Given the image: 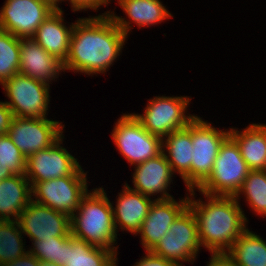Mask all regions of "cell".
Returning <instances> with one entry per match:
<instances>
[{
  "label": "cell",
  "mask_w": 266,
  "mask_h": 266,
  "mask_svg": "<svg viewBox=\"0 0 266 266\" xmlns=\"http://www.w3.org/2000/svg\"><path fill=\"white\" fill-rule=\"evenodd\" d=\"M112 137L120 153L131 164H139L162 152L164 140L149 133L133 114H123Z\"/></svg>",
  "instance_id": "obj_6"
},
{
  "label": "cell",
  "mask_w": 266,
  "mask_h": 266,
  "mask_svg": "<svg viewBox=\"0 0 266 266\" xmlns=\"http://www.w3.org/2000/svg\"><path fill=\"white\" fill-rule=\"evenodd\" d=\"M201 246L196 218L188 206L151 252L182 266L180 260L189 262L195 260Z\"/></svg>",
  "instance_id": "obj_5"
},
{
  "label": "cell",
  "mask_w": 266,
  "mask_h": 266,
  "mask_svg": "<svg viewBox=\"0 0 266 266\" xmlns=\"http://www.w3.org/2000/svg\"><path fill=\"white\" fill-rule=\"evenodd\" d=\"M225 255L236 266H266V241L247 228Z\"/></svg>",
  "instance_id": "obj_24"
},
{
  "label": "cell",
  "mask_w": 266,
  "mask_h": 266,
  "mask_svg": "<svg viewBox=\"0 0 266 266\" xmlns=\"http://www.w3.org/2000/svg\"><path fill=\"white\" fill-rule=\"evenodd\" d=\"M165 144L162 145V151L170 164L174 173L177 171L186 183L188 190H191V158H192V122L185 128L173 131L166 136ZM168 155L165 153V149Z\"/></svg>",
  "instance_id": "obj_20"
},
{
  "label": "cell",
  "mask_w": 266,
  "mask_h": 266,
  "mask_svg": "<svg viewBox=\"0 0 266 266\" xmlns=\"http://www.w3.org/2000/svg\"><path fill=\"white\" fill-rule=\"evenodd\" d=\"M21 232L33 242L71 235V217L31 201L19 215Z\"/></svg>",
  "instance_id": "obj_14"
},
{
  "label": "cell",
  "mask_w": 266,
  "mask_h": 266,
  "mask_svg": "<svg viewBox=\"0 0 266 266\" xmlns=\"http://www.w3.org/2000/svg\"><path fill=\"white\" fill-rule=\"evenodd\" d=\"M203 195L208 202L188 200L196 218L200 243L212 255H225L246 230L247 218L235 196Z\"/></svg>",
  "instance_id": "obj_2"
},
{
  "label": "cell",
  "mask_w": 266,
  "mask_h": 266,
  "mask_svg": "<svg viewBox=\"0 0 266 266\" xmlns=\"http://www.w3.org/2000/svg\"><path fill=\"white\" fill-rule=\"evenodd\" d=\"M250 170H266V125L252 124L240 132L229 130Z\"/></svg>",
  "instance_id": "obj_22"
},
{
  "label": "cell",
  "mask_w": 266,
  "mask_h": 266,
  "mask_svg": "<svg viewBox=\"0 0 266 266\" xmlns=\"http://www.w3.org/2000/svg\"><path fill=\"white\" fill-rule=\"evenodd\" d=\"M250 169L229 135L221 144L209 177L197 188L202 194L236 196Z\"/></svg>",
  "instance_id": "obj_4"
},
{
  "label": "cell",
  "mask_w": 266,
  "mask_h": 266,
  "mask_svg": "<svg viewBox=\"0 0 266 266\" xmlns=\"http://www.w3.org/2000/svg\"><path fill=\"white\" fill-rule=\"evenodd\" d=\"M208 266H236L226 255H211Z\"/></svg>",
  "instance_id": "obj_35"
},
{
  "label": "cell",
  "mask_w": 266,
  "mask_h": 266,
  "mask_svg": "<svg viewBox=\"0 0 266 266\" xmlns=\"http://www.w3.org/2000/svg\"><path fill=\"white\" fill-rule=\"evenodd\" d=\"M6 95L5 101L13 116L18 118L46 117L49 103V85L31 77L17 73L2 83Z\"/></svg>",
  "instance_id": "obj_9"
},
{
  "label": "cell",
  "mask_w": 266,
  "mask_h": 266,
  "mask_svg": "<svg viewBox=\"0 0 266 266\" xmlns=\"http://www.w3.org/2000/svg\"><path fill=\"white\" fill-rule=\"evenodd\" d=\"M42 1L48 3L55 10H60V8L58 7L57 2L59 3V1H62V0H42Z\"/></svg>",
  "instance_id": "obj_37"
},
{
  "label": "cell",
  "mask_w": 266,
  "mask_h": 266,
  "mask_svg": "<svg viewBox=\"0 0 266 266\" xmlns=\"http://www.w3.org/2000/svg\"><path fill=\"white\" fill-rule=\"evenodd\" d=\"M113 206L103 188L86 193L80 201L78 214L71 216V235L96 247L117 251L114 245L117 230Z\"/></svg>",
  "instance_id": "obj_3"
},
{
  "label": "cell",
  "mask_w": 266,
  "mask_h": 266,
  "mask_svg": "<svg viewBox=\"0 0 266 266\" xmlns=\"http://www.w3.org/2000/svg\"><path fill=\"white\" fill-rule=\"evenodd\" d=\"M40 266H61L59 264L51 263V262H41Z\"/></svg>",
  "instance_id": "obj_38"
},
{
  "label": "cell",
  "mask_w": 266,
  "mask_h": 266,
  "mask_svg": "<svg viewBox=\"0 0 266 266\" xmlns=\"http://www.w3.org/2000/svg\"><path fill=\"white\" fill-rule=\"evenodd\" d=\"M61 136L49 148L40 150L26 158L25 177L30 183L61 178L65 176H86L77 159L65 148Z\"/></svg>",
  "instance_id": "obj_11"
},
{
  "label": "cell",
  "mask_w": 266,
  "mask_h": 266,
  "mask_svg": "<svg viewBox=\"0 0 266 266\" xmlns=\"http://www.w3.org/2000/svg\"><path fill=\"white\" fill-rule=\"evenodd\" d=\"M29 183L25 175H12L0 181V220L19 219L21 212L32 201Z\"/></svg>",
  "instance_id": "obj_21"
},
{
  "label": "cell",
  "mask_w": 266,
  "mask_h": 266,
  "mask_svg": "<svg viewBox=\"0 0 266 266\" xmlns=\"http://www.w3.org/2000/svg\"><path fill=\"white\" fill-rule=\"evenodd\" d=\"M109 13L74 23L64 70L88 75L103 73L119 56L132 26L124 18Z\"/></svg>",
  "instance_id": "obj_1"
},
{
  "label": "cell",
  "mask_w": 266,
  "mask_h": 266,
  "mask_svg": "<svg viewBox=\"0 0 266 266\" xmlns=\"http://www.w3.org/2000/svg\"><path fill=\"white\" fill-rule=\"evenodd\" d=\"M187 97H155L149 100L144 114H133L152 135L163 140L173 131L187 127L197 116L184 115L189 105Z\"/></svg>",
  "instance_id": "obj_7"
},
{
  "label": "cell",
  "mask_w": 266,
  "mask_h": 266,
  "mask_svg": "<svg viewBox=\"0 0 266 266\" xmlns=\"http://www.w3.org/2000/svg\"><path fill=\"white\" fill-rule=\"evenodd\" d=\"M86 176H65L31 184L35 203L50 207L68 216L74 215L88 192Z\"/></svg>",
  "instance_id": "obj_10"
},
{
  "label": "cell",
  "mask_w": 266,
  "mask_h": 266,
  "mask_svg": "<svg viewBox=\"0 0 266 266\" xmlns=\"http://www.w3.org/2000/svg\"><path fill=\"white\" fill-rule=\"evenodd\" d=\"M20 38L0 29V83L19 73Z\"/></svg>",
  "instance_id": "obj_27"
},
{
  "label": "cell",
  "mask_w": 266,
  "mask_h": 266,
  "mask_svg": "<svg viewBox=\"0 0 266 266\" xmlns=\"http://www.w3.org/2000/svg\"><path fill=\"white\" fill-rule=\"evenodd\" d=\"M134 266H178L174 262L165 259L164 257H160L155 255L151 251H147L145 257L141 258L139 262Z\"/></svg>",
  "instance_id": "obj_31"
},
{
  "label": "cell",
  "mask_w": 266,
  "mask_h": 266,
  "mask_svg": "<svg viewBox=\"0 0 266 266\" xmlns=\"http://www.w3.org/2000/svg\"><path fill=\"white\" fill-rule=\"evenodd\" d=\"M117 253L67 236L66 265L64 266H116Z\"/></svg>",
  "instance_id": "obj_23"
},
{
  "label": "cell",
  "mask_w": 266,
  "mask_h": 266,
  "mask_svg": "<svg viewBox=\"0 0 266 266\" xmlns=\"http://www.w3.org/2000/svg\"><path fill=\"white\" fill-rule=\"evenodd\" d=\"M152 203L148 196L134 191L125 184L124 190L117 199L116 208H112L115 228L118 229V224L120 229L138 234Z\"/></svg>",
  "instance_id": "obj_18"
},
{
  "label": "cell",
  "mask_w": 266,
  "mask_h": 266,
  "mask_svg": "<svg viewBox=\"0 0 266 266\" xmlns=\"http://www.w3.org/2000/svg\"><path fill=\"white\" fill-rule=\"evenodd\" d=\"M62 124L43 118L13 117L7 132L10 139L27 158L30 155L49 148L62 136Z\"/></svg>",
  "instance_id": "obj_12"
},
{
  "label": "cell",
  "mask_w": 266,
  "mask_h": 266,
  "mask_svg": "<svg viewBox=\"0 0 266 266\" xmlns=\"http://www.w3.org/2000/svg\"><path fill=\"white\" fill-rule=\"evenodd\" d=\"M41 261H39L35 256H33L29 250L28 252L17 258L14 259L13 261L3 264L2 266H40Z\"/></svg>",
  "instance_id": "obj_34"
},
{
  "label": "cell",
  "mask_w": 266,
  "mask_h": 266,
  "mask_svg": "<svg viewBox=\"0 0 266 266\" xmlns=\"http://www.w3.org/2000/svg\"><path fill=\"white\" fill-rule=\"evenodd\" d=\"M21 236L18 221L0 220V262L2 264L9 263L28 252L23 249V237Z\"/></svg>",
  "instance_id": "obj_26"
},
{
  "label": "cell",
  "mask_w": 266,
  "mask_h": 266,
  "mask_svg": "<svg viewBox=\"0 0 266 266\" xmlns=\"http://www.w3.org/2000/svg\"><path fill=\"white\" fill-rule=\"evenodd\" d=\"M133 174L134 191L140 192L145 196L163 193L156 200H165L173 198L166 189L170 186L173 172L167 161L164 152L145 162L136 164Z\"/></svg>",
  "instance_id": "obj_17"
},
{
  "label": "cell",
  "mask_w": 266,
  "mask_h": 266,
  "mask_svg": "<svg viewBox=\"0 0 266 266\" xmlns=\"http://www.w3.org/2000/svg\"><path fill=\"white\" fill-rule=\"evenodd\" d=\"M55 9L42 0H7L0 10V29L31 38Z\"/></svg>",
  "instance_id": "obj_13"
},
{
  "label": "cell",
  "mask_w": 266,
  "mask_h": 266,
  "mask_svg": "<svg viewBox=\"0 0 266 266\" xmlns=\"http://www.w3.org/2000/svg\"><path fill=\"white\" fill-rule=\"evenodd\" d=\"M32 244L35 248L33 247L29 252L39 261L66 265L67 236L43 239Z\"/></svg>",
  "instance_id": "obj_29"
},
{
  "label": "cell",
  "mask_w": 266,
  "mask_h": 266,
  "mask_svg": "<svg viewBox=\"0 0 266 266\" xmlns=\"http://www.w3.org/2000/svg\"><path fill=\"white\" fill-rule=\"evenodd\" d=\"M63 11L55 10L38 27L32 37L51 56L65 63L69 55L73 23L67 28L63 23Z\"/></svg>",
  "instance_id": "obj_19"
},
{
  "label": "cell",
  "mask_w": 266,
  "mask_h": 266,
  "mask_svg": "<svg viewBox=\"0 0 266 266\" xmlns=\"http://www.w3.org/2000/svg\"><path fill=\"white\" fill-rule=\"evenodd\" d=\"M128 18L139 28L160 23L171 17L160 0H118Z\"/></svg>",
  "instance_id": "obj_25"
},
{
  "label": "cell",
  "mask_w": 266,
  "mask_h": 266,
  "mask_svg": "<svg viewBox=\"0 0 266 266\" xmlns=\"http://www.w3.org/2000/svg\"><path fill=\"white\" fill-rule=\"evenodd\" d=\"M13 117V113L7 104L0 102V135L7 134Z\"/></svg>",
  "instance_id": "obj_32"
},
{
  "label": "cell",
  "mask_w": 266,
  "mask_h": 266,
  "mask_svg": "<svg viewBox=\"0 0 266 266\" xmlns=\"http://www.w3.org/2000/svg\"><path fill=\"white\" fill-rule=\"evenodd\" d=\"M0 162L14 175H25L26 157L8 134L0 135Z\"/></svg>",
  "instance_id": "obj_30"
},
{
  "label": "cell",
  "mask_w": 266,
  "mask_h": 266,
  "mask_svg": "<svg viewBox=\"0 0 266 266\" xmlns=\"http://www.w3.org/2000/svg\"><path fill=\"white\" fill-rule=\"evenodd\" d=\"M242 192L250 207L259 215L266 216V170H250L235 197L239 199Z\"/></svg>",
  "instance_id": "obj_28"
},
{
  "label": "cell",
  "mask_w": 266,
  "mask_h": 266,
  "mask_svg": "<svg viewBox=\"0 0 266 266\" xmlns=\"http://www.w3.org/2000/svg\"><path fill=\"white\" fill-rule=\"evenodd\" d=\"M228 136L229 131L217 130L198 116L192 121L191 196L195 195L194 187L209 177L219 148Z\"/></svg>",
  "instance_id": "obj_8"
},
{
  "label": "cell",
  "mask_w": 266,
  "mask_h": 266,
  "mask_svg": "<svg viewBox=\"0 0 266 266\" xmlns=\"http://www.w3.org/2000/svg\"><path fill=\"white\" fill-rule=\"evenodd\" d=\"M189 197L176 202L173 198L153 200L148 215L138 232L141 234L142 245L151 251L166 235L176 218L188 207Z\"/></svg>",
  "instance_id": "obj_15"
},
{
  "label": "cell",
  "mask_w": 266,
  "mask_h": 266,
  "mask_svg": "<svg viewBox=\"0 0 266 266\" xmlns=\"http://www.w3.org/2000/svg\"><path fill=\"white\" fill-rule=\"evenodd\" d=\"M12 175H14L9 169L8 167H5L1 162H0V181L11 177Z\"/></svg>",
  "instance_id": "obj_36"
},
{
  "label": "cell",
  "mask_w": 266,
  "mask_h": 266,
  "mask_svg": "<svg viewBox=\"0 0 266 266\" xmlns=\"http://www.w3.org/2000/svg\"><path fill=\"white\" fill-rule=\"evenodd\" d=\"M64 1V0H63ZM73 11H78L82 9H93L97 10V8L101 5H107L109 3V0H69Z\"/></svg>",
  "instance_id": "obj_33"
},
{
  "label": "cell",
  "mask_w": 266,
  "mask_h": 266,
  "mask_svg": "<svg viewBox=\"0 0 266 266\" xmlns=\"http://www.w3.org/2000/svg\"><path fill=\"white\" fill-rule=\"evenodd\" d=\"M19 73L49 85L64 70L63 63L51 56L34 38H20ZM53 77V78H52ZM50 80V81H49Z\"/></svg>",
  "instance_id": "obj_16"
}]
</instances>
